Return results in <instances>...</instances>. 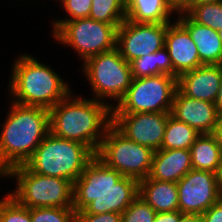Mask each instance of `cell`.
<instances>
[{"instance_id":"1","label":"cell","mask_w":222,"mask_h":222,"mask_svg":"<svg viewBox=\"0 0 222 222\" xmlns=\"http://www.w3.org/2000/svg\"><path fill=\"white\" fill-rule=\"evenodd\" d=\"M138 194V180L122 176L95 155L74 182L73 208L88 214H122Z\"/></svg>"},{"instance_id":"2","label":"cell","mask_w":222,"mask_h":222,"mask_svg":"<svg viewBox=\"0 0 222 222\" xmlns=\"http://www.w3.org/2000/svg\"><path fill=\"white\" fill-rule=\"evenodd\" d=\"M112 103L70 93L49 109L50 132L86 145L95 155L112 124Z\"/></svg>"},{"instance_id":"3","label":"cell","mask_w":222,"mask_h":222,"mask_svg":"<svg viewBox=\"0 0 222 222\" xmlns=\"http://www.w3.org/2000/svg\"><path fill=\"white\" fill-rule=\"evenodd\" d=\"M0 131V177L24 165L50 132L49 110L11 102Z\"/></svg>"},{"instance_id":"4","label":"cell","mask_w":222,"mask_h":222,"mask_svg":"<svg viewBox=\"0 0 222 222\" xmlns=\"http://www.w3.org/2000/svg\"><path fill=\"white\" fill-rule=\"evenodd\" d=\"M11 71L8 90L17 104L49 110L71 93L59 74L29 54L16 58Z\"/></svg>"},{"instance_id":"5","label":"cell","mask_w":222,"mask_h":222,"mask_svg":"<svg viewBox=\"0 0 222 222\" xmlns=\"http://www.w3.org/2000/svg\"><path fill=\"white\" fill-rule=\"evenodd\" d=\"M94 156L86 145L49 132L24 165L34 173L67 179L74 184Z\"/></svg>"},{"instance_id":"6","label":"cell","mask_w":222,"mask_h":222,"mask_svg":"<svg viewBox=\"0 0 222 222\" xmlns=\"http://www.w3.org/2000/svg\"><path fill=\"white\" fill-rule=\"evenodd\" d=\"M4 176L17 180V188L8 194L22 206L73 208L74 184L70 180L40 175L25 165L11 168Z\"/></svg>"},{"instance_id":"7","label":"cell","mask_w":222,"mask_h":222,"mask_svg":"<svg viewBox=\"0 0 222 222\" xmlns=\"http://www.w3.org/2000/svg\"><path fill=\"white\" fill-rule=\"evenodd\" d=\"M82 69L94 99L104 103H107L106 99L109 98L116 100L118 104L133 78L130 63L121 56L116 47L89 58L83 63Z\"/></svg>"},{"instance_id":"8","label":"cell","mask_w":222,"mask_h":222,"mask_svg":"<svg viewBox=\"0 0 222 222\" xmlns=\"http://www.w3.org/2000/svg\"><path fill=\"white\" fill-rule=\"evenodd\" d=\"M177 78L165 74L132 78L124 97L114 104L112 114L170 113Z\"/></svg>"},{"instance_id":"9","label":"cell","mask_w":222,"mask_h":222,"mask_svg":"<svg viewBox=\"0 0 222 222\" xmlns=\"http://www.w3.org/2000/svg\"><path fill=\"white\" fill-rule=\"evenodd\" d=\"M154 151L126 138L112 124L106 129L96 153L111 169L138 181L148 177Z\"/></svg>"},{"instance_id":"10","label":"cell","mask_w":222,"mask_h":222,"mask_svg":"<svg viewBox=\"0 0 222 222\" xmlns=\"http://www.w3.org/2000/svg\"><path fill=\"white\" fill-rule=\"evenodd\" d=\"M121 24H108L89 17L65 22L54 34L59 44L68 45L81 57L89 58L116 47L117 28Z\"/></svg>"},{"instance_id":"11","label":"cell","mask_w":222,"mask_h":222,"mask_svg":"<svg viewBox=\"0 0 222 222\" xmlns=\"http://www.w3.org/2000/svg\"><path fill=\"white\" fill-rule=\"evenodd\" d=\"M179 211L202 215L222 198L217 174L191 169L177 182Z\"/></svg>"},{"instance_id":"12","label":"cell","mask_w":222,"mask_h":222,"mask_svg":"<svg viewBox=\"0 0 222 222\" xmlns=\"http://www.w3.org/2000/svg\"><path fill=\"white\" fill-rule=\"evenodd\" d=\"M168 24L135 23L125 20L117 28L116 48L129 63L136 58L155 53L164 47Z\"/></svg>"},{"instance_id":"13","label":"cell","mask_w":222,"mask_h":222,"mask_svg":"<svg viewBox=\"0 0 222 222\" xmlns=\"http://www.w3.org/2000/svg\"><path fill=\"white\" fill-rule=\"evenodd\" d=\"M170 113L112 114V125L126 138L154 152L161 148Z\"/></svg>"},{"instance_id":"14","label":"cell","mask_w":222,"mask_h":222,"mask_svg":"<svg viewBox=\"0 0 222 222\" xmlns=\"http://www.w3.org/2000/svg\"><path fill=\"white\" fill-rule=\"evenodd\" d=\"M170 114L200 134L214 133L219 116L214 103L187 97L178 88Z\"/></svg>"},{"instance_id":"15","label":"cell","mask_w":222,"mask_h":222,"mask_svg":"<svg viewBox=\"0 0 222 222\" xmlns=\"http://www.w3.org/2000/svg\"><path fill=\"white\" fill-rule=\"evenodd\" d=\"M164 46L168 50L174 77L177 79L181 74L204 65L188 30L178 20L168 24Z\"/></svg>"},{"instance_id":"16","label":"cell","mask_w":222,"mask_h":222,"mask_svg":"<svg viewBox=\"0 0 222 222\" xmlns=\"http://www.w3.org/2000/svg\"><path fill=\"white\" fill-rule=\"evenodd\" d=\"M222 64H206L181 74L177 88L187 97L214 103L220 89Z\"/></svg>"},{"instance_id":"17","label":"cell","mask_w":222,"mask_h":222,"mask_svg":"<svg viewBox=\"0 0 222 222\" xmlns=\"http://www.w3.org/2000/svg\"><path fill=\"white\" fill-rule=\"evenodd\" d=\"M192 169L191 151L186 149H159L154 152L147 178L178 182Z\"/></svg>"},{"instance_id":"18","label":"cell","mask_w":222,"mask_h":222,"mask_svg":"<svg viewBox=\"0 0 222 222\" xmlns=\"http://www.w3.org/2000/svg\"><path fill=\"white\" fill-rule=\"evenodd\" d=\"M178 21L188 30L196 44L200 61L206 64H222V41L218 31L194 22L186 13H177Z\"/></svg>"},{"instance_id":"19","label":"cell","mask_w":222,"mask_h":222,"mask_svg":"<svg viewBox=\"0 0 222 222\" xmlns=\"http://www.w3.org/2000/svg\"><path fill=\"white\" fill-rule=\"evenodd\" d=\"M157 213L179 210L177 182L142 179L139 194Z\"/></svg>"},{"instance_id":"20","label":"cell","mask_w":222,"mask_h":222,"mask_svg":"<svg viewBox=\"0 0 222 222\" xmlns=\"http://www.w3.org/2000/svg\"><path fill=\"white\" fill-rule=\"evenodd\" d=\"M178 10L169 0H132L126 6V20L135 23H170Z\"/></svg>"},{"instance_id":"21","label":"cell","mask_w":222,"mask_h":222,"mask_svg":"<svg viewBox=\"0 0 222 222\" xmlns=\"http://www.w3.org/2000/svg\"><path fill=\"white\" fill-rule=\"evenodd\" d=\"M193 169L217 174L220 166L222 146L214 133L200 134L190 148Z\"/></svg>"},{"instance_id":"22","label":"cell","mask_w":222,"mask_h":222,"mask_svg":"<svg viewBox=\"0 0 222 222\" xmlns=\"http://www.w3.org/2000/svg\"><path fill=\"white\" fill-rule=\"evenodd\" d=\"M130 68L133 78L152 77L161 74L174 77V69L165 46L155 53L132 60Z\"/></svg>"},{"instance_id":"23","label":"cell","mask_w":222,"mask_h":222,"mask_svg":"<svg viewBox=\"0 0 222 222\" xmlns=\"http://www.w3.org/2000/svg\"><path fill=\"white\" fill-rule=\"evenodd\" d=\"M199 135L200 133H198L193 127H190L184 122L176 120L170 115L167 120L160 149L190 150L191 146Z\"/></svg>"},{"instance_id":"24","label":"cell","mask_w":222,"mask_h":222,"mask_svg":"<svg viewBox=\"0 0 222 222\" xmlns=\"http://www.w3.org/2000/svg\"><path fill=\"white\" fill-rule=\"evenodd\" d=\"M89 18L108 24H122L126 7L120 0H92Z\"/></svg>"},{"instance_id":"25","label":"cell","mask_w":222,"mask_h":222,"mask_svg":"<svg viewBox=\"0 0 222 222\" xmlns=\"http://www.w3.org/2000/svg\"><path fill=\"white\" fill-rule=\"evenodd\" d=\"M186 14L200 25L216 31L222 29V2L196 5Z\"/></svg>"},{"instance_id":"26","label":"cell","mask_w":222,"mask_h":222,"mask_svg":"<svg viewBox=\"0 0 222 222\" xmlns=\"http://www.w3.org/2000/svg\"><path fill=\"white\" fill-rule=\"evenodd\" d=\"M31 222H76L74 208H30Z\"/></svg>"},{"instance_id":"27","label":"cell","mask_w":222,"mask_h":222,"mask_svg":"<svg viewBox=\"0 0 222 222\" xmlns=\"http://www.w3.org/2000/svg\"><path fill=\"white\" fill-rule=\"evenodd\" d=\"M0 222H31L30 208L6 194L0 199Z\"/></svg>"},{"instance_id":"28","label":"cell","mask_w":222,"mask_h":222,"mask_svg":"<svg viewBox=\"0 0 222 222\" xmlns=\"http://www.w3.org/2000/svg\"><path fill=\"white\" fill-rule=\"evenodd\" d=\"M60 2L69 17L53 21L52 35L67 21L89 17L93 3L92 0H60Z\"/></svg>"},{"instance_id":"29","label":"cell","mask_w":222,"mask_h":222,"mask_svg":"<svg viewBox=\"0 0 222 222\" xmlns=\"http://www.w3.org/2000/svg\"><path fill=\"white\" fill-rule=\"evenodd\" d=\"M156 211L138 196L122 213V222H154Z\"/></svg>"},{"instance_id":"30","label":"cell","mask_w":222,"mask_h":222,"mask_svg":"<svg viewBox=\"0 0 222 222\" xmlns=\"http://www.w3.org/2000/svg\"><path fill=\"white\" fill-rule=\"evenodd\" d=\"M76 222H122V214L114 212L88 214L81 210L76 211Z\"/></svg>"},{"instance_id":"31","label":"cell","mask_w":222,"mask_h":222,"mask_svg":"<svg viewBox=\"0 0 222 222\" xmlns=\"http://www.w3.org/2000/svg\"><path fill=\"white\" fill-rule=\"evenodd\" d=\"M201 217L203 222H222V198L209 207Z\"/></svg>"},{"instance_id":"32","label":"cell","mask_w":222,"mask_h":222,"mask_svg":"<svg viewBox=\"0 0 222 222\" xmlns=\"http://www.w3.org/2000/svg\"><path fill=\"white\" fill-rule=\"evenodd\" d=\"M181 214L179 210L173 212H158L155 215L154 222H179Z\"/></svg>"},{"instance_id":"33","label":"cell","mask_w":222,"mask_h":222,"mask_svg":"<svg viewBox=\"0 0 222 222\" xmlns=\"http://www.w3.org/2000/svg\"><path fill=\"white\" fill-rule=\"evenodd\" d=\"M222 2V0H187L179 9L178 13H187L193 6L200 4H211Z\"/></svg>"},{"instance_id":"34","label":"cell","mask_w":222,"mask_h":222,"mask_svg":"<svg viewBox=\"0 0 222 222\" xmlns=\"http://www.w3.org/2000/svg\"><path fill=\"white\" fill-rule=\"evenodd\" d=\"M179 222H203L202 217L199 214L182 213L179 218Z\"/></svg>"},{"instance_id":"35","label":"cell","mask_w":222,"mask_h":222,"mask_svg":"<svg viewBox=\"0 0 222 222\" xmlns=\"http://www.w3.org/2000/svg\"><path fill=\"white\" fill-rule=\"evenodd\" d=\"M215 106H216V110L218 112V115L222 114V77H221V81H220V89L218 91V95L217 98L214 102Z\"/></svg>"},{"instance_id":"36","label":"cell","mask_w":222,"mask_h":222,"mask_svg":"<svg viewBox=\"0 0 222 222\" xmlns=\"http://www.w3.org/2000/svg\"><path fill=\"white\" fill-rule=\"evenodd\" d=\"M214 134L217 137L218 142L222 146V114L218 116L217 125Z\"/></svg>"},{"instance_id":"37","label":"cell","mask_w":222,"mask_h":222,"mask_svg":"<svg viewBox=\"0 0 222 222\" xmlns=\"http://www.w3.org/2000/svg\"><path fill=\"white\" fill-rule=\"evenodd\" d=\"M217 177H218L219 186L222 192V154H221L219 170L217 172Z\"/></svg>"},{"instance_id":"38","label":"cell","mask_w":222,"mask_h":222,"mask_svg":"<svg viewBox=\"0 0 222 222\" xmlns=\"http://www.w3.org/2000/svg\"><path fill=\"white\" fill-rule=\"evenodd\" d=\"M178 10L187 0H169Z\"/></svg>"},{"instance_id":"39","label":"cell","mask_w":222,"mask_h":222,"mask_svg":"<svg viewBox=\"0 0 222 222\" xmlns=\"http://www.w3.org/2000/svg\"><path fill=\"white\" fill-rule=\"evenodd\" d=\"M126 7L132 0H120Z\"/></svg>"},{"instance_id":"40","label":"cell","mask_w":222,"mask_h":222,"mask_svg":"<svg viewBox=\"0 0 222 222\" xmlns=\"http://www.w3.org/2000/svg\"><path fill=\"white\" fill-rule=\"evenodd\" d=\"M219 37L221 38L222 41V29L218 31Z\"/></svg>"}]
</instances>
